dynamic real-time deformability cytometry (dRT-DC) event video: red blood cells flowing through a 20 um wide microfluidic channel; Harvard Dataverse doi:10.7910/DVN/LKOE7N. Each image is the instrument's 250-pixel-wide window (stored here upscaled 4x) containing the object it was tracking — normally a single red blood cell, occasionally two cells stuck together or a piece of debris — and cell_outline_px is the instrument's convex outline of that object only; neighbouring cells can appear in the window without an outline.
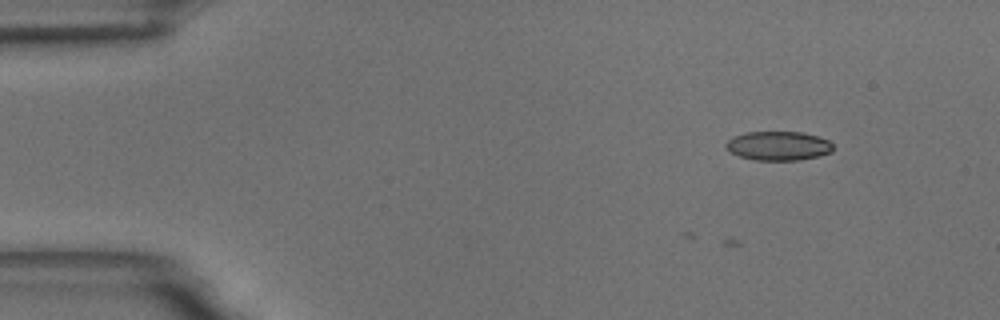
{"species": "common noctule bat (a hibernating species)", "species_latin": "Nyctalus noctula", "temperature_condition": "room temperature", "stored_images_in_passage": 4, "camera_frame_rate_fps": 3000, "um_per_image_px": 0.085, "animal": {"sex": "male", "body_mass_g": 18.8}, "frame": {"image": 1, "passage_image": 1, "time_ms": 0.0, "image_size_px": [1000, 320], "cell_outline_px": [[832, 152], [820, 156], [800, 160], [756, 160], [740, 156], [732, 152], [724, 144], [732, 136], [748, 132], [800, 132], [816, 136], [828, 140], [832, 144]], "centroid_in_image_um": [66.17, 12.4], "position_along_channel_um": 18.8, "area_um2": 18.03}}